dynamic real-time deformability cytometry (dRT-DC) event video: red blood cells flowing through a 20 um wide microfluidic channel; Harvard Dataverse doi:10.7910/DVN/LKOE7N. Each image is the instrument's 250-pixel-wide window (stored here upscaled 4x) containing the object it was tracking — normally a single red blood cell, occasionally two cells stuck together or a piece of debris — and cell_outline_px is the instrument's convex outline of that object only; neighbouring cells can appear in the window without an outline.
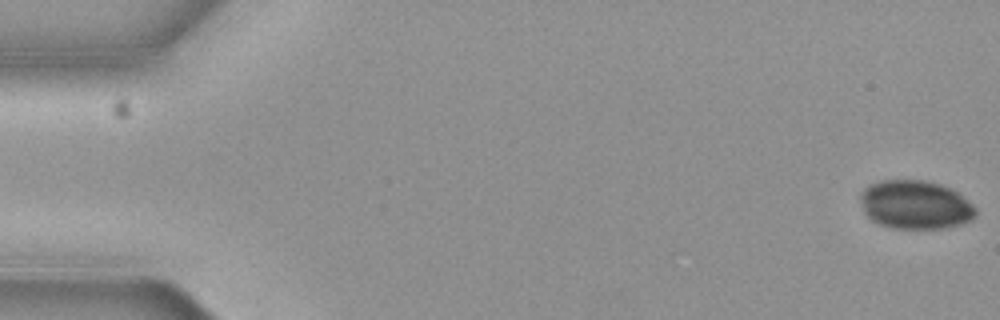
{"species": "common noctule bat (a hibernating species)", "species_latin": "Nyctalus noctula", "temperature_condition": "cold", "stored_images_in_passage": 6, "segment_of_instrument_passage": [2, 2], "camera_frame_rate_fps": 3000, "um_per_image_px": 0.085, "animal": {"sex": "female", "body_mass_g": 19.3, "forearm_length_mm": 54.1}, "frame": {"image": 1, "passage_image": 6, "time_ms": 1.667, "image_size_px": [1000, 320], "cell_outline_px": [[976, 216], [972, 220], [948, 228], [892, 228], [880, 224], [872, 220], [864, 212], [860, 200], [860, 192], [868, 184], [880, 180], [924, 180], [940, 184], [956, 192], [972, 204], [976, 208]], "centroid_in_image_um": [77.78, 17.4], "position_along_channel_um": 7.2, "area_um2": 32.77}}